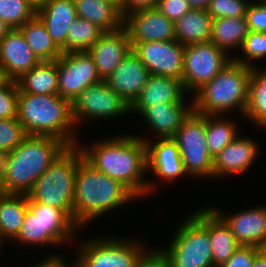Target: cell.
<instances>
[{"mask_svg":"<svg viewBox=\"0 0 266 267\" xmlns=\"http://www.w3.org/2000/svg\"><path fill=\"white\" fill-rule=\"evenodd\" d=\"M252 267H266V249H262L255 256Z\"/></svg>","mask_w":266,"mask_h":267,"instance_id":"obj_45","label":"cell"},{"mask_svg":"<svg viewBox=\"0 0 266 267\" xmlns=\"http://www.w3.org/2000/svg\"><path fill=\"white\" fill-rule=\"evenodd\" d=\"M2 240H5L2 236H1V234H0V249H1V246H3V245H1V243H2ZM1 252V251H0Z\"/></svg>","mask_w":266,"mask_h":267,"instance_id":"obj_54","label":"cell"},{"mask_svg":"<svg viewBox=\"0 0 266 267\" xmlns=\"http://www.w3.org/2000/svg\"><path fill=\"white\" fill-rule=\"evenodd\" d=\"M28 136L18 118L0 119V153L12 151Z\"/></svg>","mask_w":266,"mask_h":267,"instance_id":"obj_37","label":"cell"},{"mask_svg":"<svg viewBox=\"0 0 266 267\" xmlns=\"http://www.w3.org/2000/svg\"><path fill=\"white\" fill-rule=\"evenodd\" d=\"M212 17L207 10L191 9L175 22V38L186 46L210 42Z\"/></svg>","mask_w":266,"mask_h":267,"instance_id":"obj_26","label":"cell"},{"mask_svg":"<svg viewBox=\"0 0 266 267\" xmlns=\"http://www.w3.org/2000/svg\"><path fill=\"white\" fill-rule=\"evenodd\" d=\"M18 30L22 33L24 39L40 62L57 60L63 53L55 44L45 25L37 15L31 20H28Z\"/></svg>","mask_w":266,"mask_h":267,"instance_id":"obj_31","label":"cell"},{"mask_svg":"<svg viewBox=\"0 0 266 267\" xmlns=\"http://www.w3.org/2000/svg\"><path fill=\"white\" fill-rule=\"evenodd\" d=\"M136 199L127 187L96 170L84 157L79 161L73 198V222L80 229L106 212Z\"/></svg>","mask_w":266,"mask_h":267,"instance_id":"obj_2","label":"cell"},{"mask_svg":"<svg viewBox=\"0 0 266 267\" xmlns=\"http://www.w3.org/2000/svg\"><path fill=\"white\" fill-rule=\"evenodd\" d=\"M48 1L49 0H29V2L35 7V9H38Z\"/></svg>","mask_w":266,"mask_h":267,"instance_id":"obj_51","label":"cell"},{"mask_svg":"<svg viewBox=\"0 0 266 267\" xmlns=\"http://www.w3.org/2000/svg\"><path fill=\"white\" fill-rule=\"evenodd\" d=\"M78 229L61 209L29 201L21 230L13 240L23 246L54 247L72 241Z\"/></svg>","mask_w":266,"mask_h":267,"instance_id":"obj_8","label":"cell"},{"mask_svg":"<svg viewBox=\"0 0 266 267\" xmlns=\"http://www.w3.org/2000/svg\"><path fill=\"white\" fill-rule=\"evenodd\" d=\"M75 127L86 119H113L130 113V104L108 87L105 80L80 92L71 103Z\"/></svg>","mask_w":266,"mask_h":267,"instance_id":"obj_12","label":"cell"},{"mask_svg":"<svg viewBox=\"0 0 266 267\" xmlns=\"http://www.w3.org/2000/svg\"><path fill=\"white\" fill-rule=\"evenodd\" d=\"M104 32L96 24L77 17L68 28L66 53L88 51Z\"/></svg>","mask_w":266,"mask_h":267,"instance_id":"obj_34","label":"cell"},{"mask_svg":"<svg viewBox=\"0 0 266 267\" xmlns=\"http://www.w3.org/2000/svg\"><path fill=\"white\" fill-rule=\"evenodd\" d=\"M78 144L84 159L96 170L119 181L137 198L150 194L153 182H146V142L135 135L123 134L99 140L92 146ZM146 172V173H145Z\"/></svg>","mask_w":266,"mask_h":267,"instance_id":"obj_1","label":"cell"},{"mask_svg":"<svg viewBox=\"0 0 266 267\" xmlns=\"http://www.w3.org/2000/svg\"><path fill=\"white\" fill-rule=\"evenodd\" d=\"M230 227L236 240L241 245H253L266 249V206H258L236 212L224 214L214 206L211 207Z\"/></svg>","mask_w":266,"mask_h":267,"instance_id":"obj_17","label":"cell"},{"mask_svg":"<svg viewBox=\"0 0 266 267\" xmlns=\"http://www.w3.org/2000/svg\"><path fill=\"white\" fill-rule=\"evenodd\" d=\"M65 259H63V258H61V256L59 255H57V254H54V267H80V264H79V261H78V259H77V257H76V260H74V264H72V265H70V264H68V263H66L67 261L65 260ZM68 265H70V266H68Z\"/></svg>","mask_w":266,"mask_h":267,"instance_id":"obj_47","label":"cell"},{"mask_svg":"<svg viewBox=\"0 0 266 267\" xmlns=\"http://www.w3.org/2000/svg\"><path fill=\"white\" fill-rule=\"evenodd\" d=\"M36 15L29 0H0V19L11 29H18Z\"/></svg>","mask_w":266,"mask_h":267,"instance_id":"obj_35","label":"cell"},{"mask_svg":"<svg viewBox=\"0 0 266 267\" xmlns=\"http://www.w3.org/2000/svg\"><path fill=\"white\" fill-rule=\"evenodd\" d=\"M261 250L253 245H240L228 261L219 267H252L255 256Z\"/></svg>","mask_w":266,"mask_h":267,"instance_id":"obj_41","label":"cell"},{"mask_svg":"<svg viewBox=\"0 0 266 267\" xmlns=\"http://www.w3.org/2000/svg\"><path fill=\"white\" fill-rule=\"evenodd\" d=\"M231 61L232 56L212 42L184 46L182 83L186 92L194 94Z\"/></svg>","mask_w":266,"mask_h":267,"instance_id":"obj_11","label":"cell"},{"mask_svg":"<svg viewBox=\"0 0 266 267\" xmlns=\"http://www.w3.org/2000/svg\"><path fill=\"white\" fill-rule=\"evenodd\" d=\"M240 51L244 56L240 58L236 55V57H232V60L250 68L256 67L252 60L266 59V33L249 31L240 47Z\"/></svg>","mask_w":266,"mask_h":267,"instance_id":"obj_36","label":"cell"},{"mask_svg":"<svg viewBox=\"0 0 266 267\" xmlns=\"http://www.w3.org/2000/svg\"><path fill=\"white\" fill-rule=\"evenodd\" d=\"M137 136L146 142L147 172L152 171L164 182L188 177L177 143L172 138H158L153 143L147 137Z\"/></svg>","mask_w":266,"mask_h":267,"instance_id":"obj_16","label":"cell"},{"mask_svg":"<svg viewBox=\"0 0 266 267\" xmlns=\"http://www.w3.org/2000/svg\"><path fill=\"white\" fill-rule=\"evenodd\" d=\"M5 77H4V74L2 72V69L0 68V84L3 83L5 81Z\"/></svg>","mask_w":266,"mask_h":267,"instance_id":"obj_53","label":"cell"},{"mask_svg":"<svg viewBox=\"0 0 266 267\" xmlns=\"http://www.w3.org/2000/svg\"><path fill=\"white\" fill-rule=\"evenodd\" d=\"M252 68L231 61L212 80L194 93L193 111L202 115H225L237 109L242 117L248 103ZM225 112V114H224Z\"/></svg>","mask_w":266,"mask_h":267,"instance_id":"obj_5","label":"cell"},{"mask_svg":"<svg viewBox=\"0 0 266 267\" xmlns=\"http://www.w3.org/2000/svg\"><path fill=\"white\" fill-rule=\"evenodd\" d=\"M192 214L180 223L169 246L160 249L170 267H214L208 232V208H201Z\"/></svg>","mask_w":266,"mask_h":267,"instance_id":"obj_7","label":"cell"},{"mask_svg":"<svg viewBox=\"0 0 266 267\" xmlns=\"http://www.w3.org/2000/svg\"><path fill=\"white\" fill-rule=\"evenodd\" d=\"M39 62L18 29H12L0 41V68L5 79L16 81Z\"/></svg>","mask_w":266,"mask_h":267,"instance_id":"obj_18","label":"cell"},{"mask_svg":"<svg viewBox=\"0 0 266 267\" xmlns=\"http://www.w3.org/2000/svg\"><path fill=\"white\" fill-rule=\"evenodd\" d=\"M192 9L207 10L211 0H186Z\"/></svg>","mask_w":266,"mask_h":267,"instance_id":"obj_46","label":"cell"},{"mask_svg":"<svg viewBox=\"0 0 266 267\" xmlns=\"http://www.w3.org/2000/svg\"><path fill=\"white\" fill-rule=\"evenodd\" d=\"M135 267H170V263L161 250H148L142 255Z\"/></svg>","mask_w":266,"mask_h":267,"instance_id":"obj_43","label":"cell"},{"mask_svg":"<svg viewBox=\"0 0 266 267\" xmlns=\"http://www.w3.org/2000/svg\"><path fill=\"white\" fill-rule=\"evenodd\" d=\"M78 18L96 24L105 32L117 31L123 27L124 18L119 8L105 0H74Z\"/></svg>","mask_w":266,"mask_h":267,"instance_id":"obj_25","label":"cell"},{"mask_svg":"<svg viewBox=\"0 0 266 267\" xmlns=\"http://www.w3.org/2000/svg\"><path fill=\"white\" fill-rule=\"evenodd\" d=\"M250 2L249 0H211L207 12L212 19L245 17Z\"/></svg>","mask_w":266,"mask_h":267,"instance_id":"obj_39","label":"cell"},{"mask_svg":"<svg viewBox=\"0 0 266 267\" xmlns=\"http://www.w3.org/2000/svg\"><path fill=\"white\" fill-rule=\"evenodd\" d=\"M82 158L78 145L69 146L33 184L28 201L61 209L73 221L76 172Z\"/></svg>","mask_w":266,"mask_h":267,"instance_id":"obj_6","label":"cell"},{"mask_svg":"<svg viewBox=\"0 0 266 267\" xmlns=\"http://www.w3.org/2000/svg\"><path fill=\"white\" fill-rule=\"evenodd\" d=\"M245 17L249 31L266 33V0H251Z\"/></svg>","mask_w":266,"mask_h":267,"instance_id":"obj_40","label":"cell"},{"mask_svg":"<svg viewBox=\"0 0 266 267\" xmlns=\"http://www.w3.org/2000/svg\"><path fill=\"white\" fill-rule=\"evenodd\" d=\"M131 46L150 41H169L175 38V22L166 18L157 8L139 10L124 17Z\"/></svg>","mask_w":266,"mask_h":267,"instance_id":"obj_15","label":"cell"},{"mask_svg":"<svg viewBox=\"0 0 266 267\" xmlns=\"http://www.w3.org/2000/svg\"><path fill=\"white\" fill-rule=\"evenodd\" d=\"M12 29L0 19V41L11 31Z\"/></svg>","mask_w":266,"mask_h":267,"instance_id":"obj_50","label":"cell"},{"mask_svg":"<svg viewBox=\"0 0 266 267\" xmlns=\"http://www.w3.org/2000/svg\"><path fill=\"white\" fill-rule=\"evenodd\" d=\"M182 80L170 76L150 75L139 96L130 105V113L141 114L157 103H186Z\"/></svg>","mask_w":266,"mask_h":267,"instance_id":"obj_22","label":"cell"},{"mask_svg":"<svg viewBox=\"0 0 266 267\" xmlns=\"http://www.w3.org/2000/svg\"><path fill=\"white\" fill-rule=\"evenodd\" d=\"M6 194L4 184V154L0 153V195Z\"/></svg>","mask_w":266,"mask_h":267,"instance_id":"obj_48","label":"cell"},{"mask_svg":"<svg viewBox=\"0 0 266 267\" xmlns=\"http://www.w3.org/2000/svg\"><path fill=\"white\" fill-rule=\"evenodd\" d=\"M132 50L129 35L124 27L104 34L87 51L94 60L101 80L107 79Z\"/></svg>","mask_w":266,"mask_h":267,"instance_id":"obj_20","label":"cell"},{"mask_svg":"<svg viewBox=\"0 0 266 267\" xmlns=\"http://www.w3.org/2000/svg\"><path fill=\"white\" fill-rule=\"evenodd\" d=\"M105 1L112 2V3H114L118 8H120V2H121V0H105Z\"/></svg>","mask_w":266,"mask_h":267,"instance_id":"obj_52","label":"cell"},{"mask_svg":"<svg viewBox=\"0 0 266 267\" xmlns=\"http://www.w3.org/2000/svg\"><path fill=\"white\" fill-rule=\"evenodd\" d=\"M51 255L49 254L48 257H46L33 267H54V254L52 253Z\"/></svg>","mask_w":266,"mask_h":267,"instance_id":"obj_49","label":"cell"},{"mask_svg":"<svg viewBox=\"0 0 266 267\" xmlns=\"http://www.w3.org/2000/svg\"><path fill=\"white\" fill-rule=\"evenodd\" d=\"M132 50L147 67L150 75L182 80L184 45L177 40L135 43Z\"/></svg>","mask_w":266,"mask_h":267,"instance_id":"obj_14","label":"cell"},{"mask_svg":"<svg viewBox=\"0 0 266 267\" xmlns=\"http://www.w3.org/2000/svg\"><path fill=\"white\" fill-rule=\"evenodd\" d=\"M248 33L246 17L215 18L212 19L210 42L231 55L229 51L239 49Z\"/></svg>","mask_w":266,"mask_h":267,"instance_id":"obj_30","label":"cell"},{"mask_svg":"<svg viewBox=\"0 0 266 267\" xmlns=\"http://www.w3.org/2000/svg\"><path fill=\"white\" fill-rule=\"evenodd\" d=\"M259 144L250 137L239 136L229 143L213 161V177L243 174L250 169L258 156Z\"/></svg>","mask_w":266,"mask_h":267,"instance_id":"obj_21","label":"cell"},{"mask_svg":"<svg viewBox=\"0 0 266 267\" xmlns=\"http://www.w3.org/2000/svg\"><path fill=\"white\" fill-rule=\"evenodd\" d=\"M179 148V153L186 173L190 177H212L213 161L206 143L205 115L191 111L182 121L181 127L172 138Z\"/></svg>","mask_w":266,"mask_h":267,"instance_id":"obj_9","label":"cell"},{"mask_svg":"<svg viewBox=\"0 0 266 267\" xmlns=\"http://www.w3.org/2000/svg\"><path fill=\"white\" fill-rule=\"evenodd\" d=\"M58 60V95L70 103L92 84L101 81L87 51L62 53Z\"/></svg>","mask_w":266,"mask_h":267,"instance_id":"obj_13","label":"cell"},{"mask_svg":"<svg viewBox=\"0 0 266 267\" xmlns=\"http://www.w3.org/2000/svg\"><path fill=\"white\" fill-rule=\"evenodd\" d=\"M138 241L94 237L79 244L77 259L80 267H135L147 251Z\"/></svg>","mask_w":266,"mask_h":267,"instance_id":"obj_10","label":"cell"},{"mask_svg":"<svg viewBox=\"0 0 266 267\" xmlns=\"http://www.w3.org/2000/svg\"><path fill=\"white\" fill-rule=\"evenodd\" d=\"M156 8L173 22L192 9L186 0H158Z\"/></svg>","mask_w":266,"mask_h":267,"instance_id":"obj_42","label":"cell"},{"mask_svg":"<svg viewBox=\"0 0 266 267\" xmlns=\"http://www.w3.org/2000/svg\"><path fill=\"white\" fill-rule=\"evenodd\" d=\"M208 232L213 266L219 267L228 261L241 244L236 240L230 227L212 208H208Z\"/></svg>","mask_w":266,"mask_h":267,"instance_id":"obj_27","label":"cell"},{"mask_svg":"<svg viewBox=\"0 0 266 267\" xmlns=\"http://www.w3.org/2000/svg\"><path fill=\"white\" fill-rule=\"evenodd\" d=\"M17 118L30 136H48L78 145L71 103L58 94L19 92ZM74 130V131H73Z\"/></svg>","mask_w":266,"mask_h":267,"instance_id":"obj_4","label":"cell"},{"mask_svg":"<svg viewBox=\"0 0 266 267\" xmlns=\"http://www.w3.org/2000/svg\"><path fill=\"white\" fill-rule=\"evenodd\" d=\"M149 76L147 67L131 50L105 82L131 105L144 88Z\"/></svg>","mask_w":266,"mask_h":267,"instance_id":"obj_19","label":"cell"},{"mask_svg":"<svg viewBox=\"0 0 266 267\" xmlns=\"http://www.w3.org/2000/svg\"><path fill=\"white\" fill-rule=\"evenodd\" d=\"M259 128L266 129V68H252L248 103L244 116Z\"/></svg>","mask_w":266,"mask_h":267,"instance_id":"obj_32","label":"cell"},{"mask_svg":"<svg viewBox=\"0 0 266 267\" xmlns=\"http://www.w3.org/2000/svg\"><path fill=\"white\" fill-rule=\"evenodd\" d=\"M19 92L29 94H58V60L41 61L16 80Z\"/></svg>","mask_w":266,"mask_h":267,"instance_id":"obj_28","label":"cell"},{"mask_svg":"<svg viewBox=\"0 0 266 267\" xmlns=\"http://www.w3.org/2000/svg\"><path fill=\"white\" fill-rule=\"evenodd\" d=\"M19 87L15 80L0 84V119L17 118Z\"/></svg>","mask_w":266,"mask_h":267,"instance_id":"obj_38","label":"cell"},{"mask_svg":"<svg viewBox=\"0 0 266 267\" xmlns=\"http://www.w3.org/2000/svg\"><path fill=\"white\" fill-rule=\"evenodd\" d=\"M28 208L27 194L0 195V234L4 239L13 241L18 235Z\"/></svg>","mask_w":266,"mask_h":267,"instance_id":"obj_29","label":"cell"},{"mask_svg":"<svg viewBox=\"0 0 266 267\" xmlns=\"http://www.w3.org/2000/svg\"><path fill=\"white\" fill-rule=\"evenodd\" d=\"M193 110V105L186 103H157L147 107L142 115L148 123V127L159 136V139L173 138L181 127L182 121Z\"/></svg>","mask_w":266,"mask_h":267,"instance_id":"obj_24","label":"cell"},{"mask_svg":"<svg viewBox=\"0 0 266 267\" xmlns=\"http://www.w3.org/2000/svg\"><path fill=\"white\" fill-rule=\"evenodd\" d=\"M234 122L228 116L205 115L206 143L213 158L238 137L239 131Z\"/></svg>","mask_w":266,"mask_h":267,"instance_id":"obj_33","label":"cell"},{"mask_svg":"<svg viewBox=\"0 0 266 267\" xmlns=\"http://www.w3.org/2000/svg\"><path fill=\"white\" fill-rule=\"evenodd\" d=\"M158 0H121L120 14L124 18L128 14L146 9L156 8Z\"/></svg>","mask_w":266,"mask_h":267,"instance_id":"obj_44","label":"cell"},{"mask_svg":"<svg viewBox=\"0 0 266 267\" xmlns=\"http://www.w3.org/2000/svg\"><path fill=\"white\" fill-rule=\"evenodd\" d=\"M69 145L48 136H28L4 155L6 193L27 194L38 178L60 157Z\"/></svg>","mask_w":266,"mask_h":267,"instance_id":"obj_3","label":"cell"},{"mask_svg":"<svg viewBox=\"0 0 266 267\" xmlns=\"http://www.w3.org/2000/svg\"><path fill=\"white\" fill-rule=\"evenodd\" d=\"M36 15L45 25L55 44L66 53L68 28L78 17L74 0H49L36 9Z\"/></svg>","mask_w":266,"mask_h":267,"instance_id":"obj_23","label":"cell"}]
</instances>
